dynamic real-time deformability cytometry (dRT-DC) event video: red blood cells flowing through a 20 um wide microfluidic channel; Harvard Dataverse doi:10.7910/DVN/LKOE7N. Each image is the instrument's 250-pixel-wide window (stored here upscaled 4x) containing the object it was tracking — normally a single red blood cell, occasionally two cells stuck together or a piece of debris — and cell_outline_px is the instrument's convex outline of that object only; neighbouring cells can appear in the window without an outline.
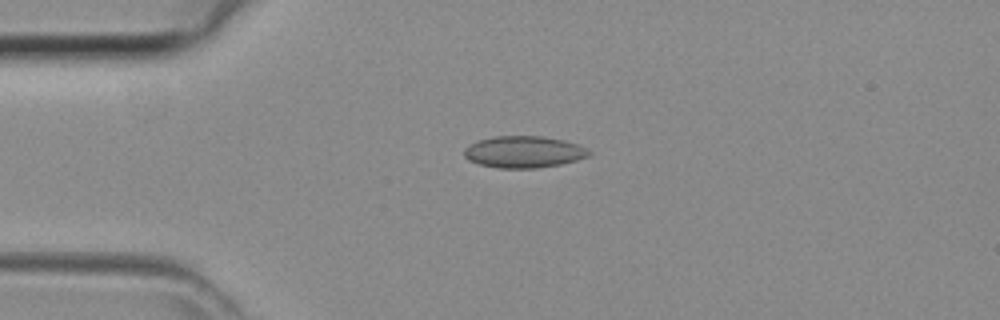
{"species": "common noctule bat (a hibernating species)", "species_latin": "Nyctalus noctula", "temperature_condition": "room temperature", "stored_images_in_passage": 43, "camera_frame_rate_fps": 3000, "um_per_image_px": 0.085, "animal": {"sex": "female", "body_mass_g": 29.2, "forearm_length_mm": 56.3}, "frame": {"image": 1, "passage_image": 10, "time_ms": 3.0, "image_size_px": [1000, 320], "cell_outline_px": [[592, 152], [588, 156], [576, 160], [560, 164], [536, 168], [500, 168], [480, 164], [468, 160], [464, 156], [464, 148], [468, 144], [480, 140], [496, 136], [544, 136], [564, 140], [580, 144]], "centroid_in_image_um": [44.53, 12.9], "position_along_channel_um": 40.5, "area_um2": 23.12}}
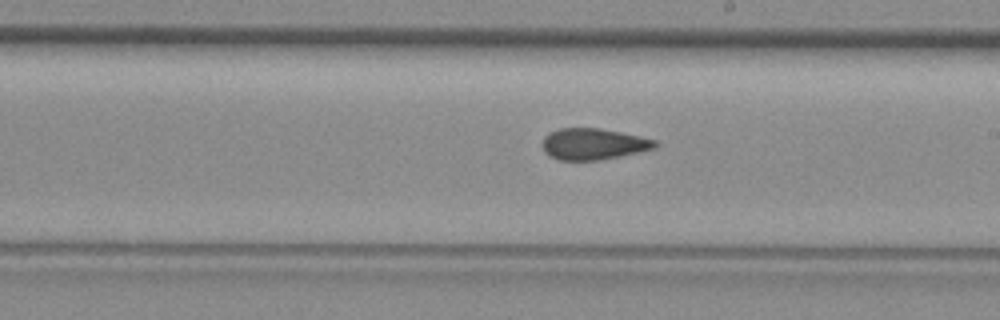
{"frame": {"image": 2, "passage_image": 24, "time_ms": 7.667, "image_size_px": [1000, 320], "cell_outline_px": [[660, 144], [656, 148], [640, 152], [600, 160], [560, 160], [548, 156], [544, 152], [540, 144], [544, 136], [548, 132], [560, 128], [600, 128], [640, 136], [656, 140]], "centroid_in_image_um": [50.41, 12.24], "position_along_channel_um": 238.6, "area_um2": 20.92}}
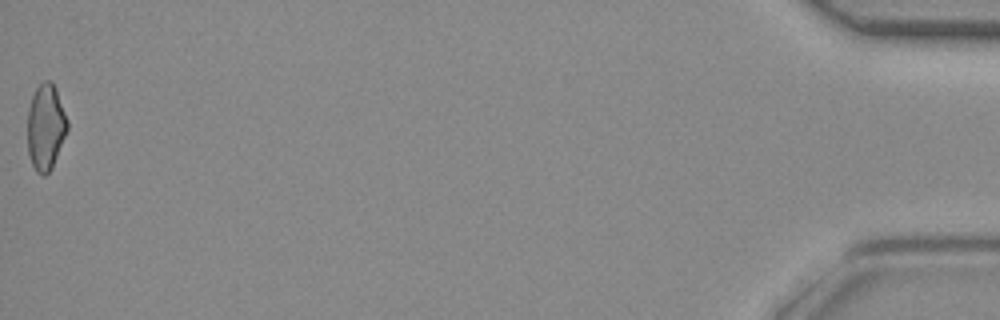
{"frame": {"image": 3, "passage_image": 43, "time_ms": 14.0, "image_size_px": [1000, 320], "cell_outline_px": [[68, 128], [52, 168], [44, 176], [36, 172], [32, 164], [28, 152], [28, 108], [32, 96], [36, 88], [44, 80], [52, 80], [56, 88], [68, 120]], "centroid_in_image_um": [3.89, 10.78], "position_along_channel_um": 431.3, "area_um2": 20.0}}